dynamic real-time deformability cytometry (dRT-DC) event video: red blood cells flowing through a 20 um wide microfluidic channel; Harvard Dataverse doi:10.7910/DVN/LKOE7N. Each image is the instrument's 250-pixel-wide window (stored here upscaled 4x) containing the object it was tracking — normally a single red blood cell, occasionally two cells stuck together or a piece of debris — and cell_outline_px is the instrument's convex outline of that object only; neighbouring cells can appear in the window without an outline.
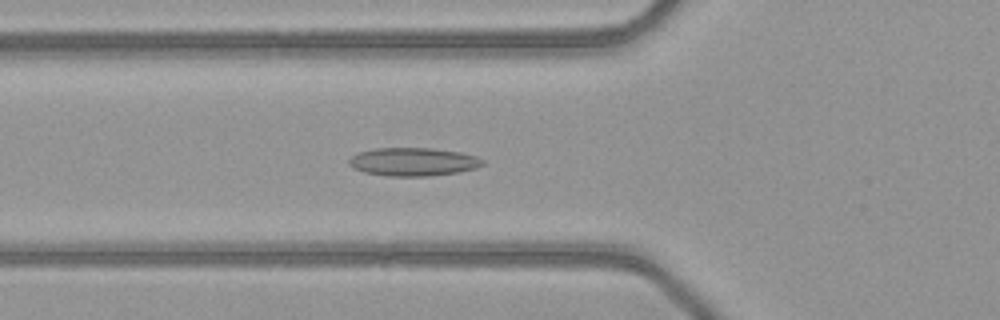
{"species": "common noctule bat (a hibernating species)", "species_latin": "Nyctalus noctula", "temperature_condition": "warm", "stored_images_in_passage": 50, "camera_frame_rate_fps": 3000, "um_per_image_px": 0.085, "animal": {"sex": "female", "body_mass_g": 21.9}, "frame": {"image": 1, "passage_image": 18, "time_ms": 5.667, "image_size_px": [1000, 320], "cell_outline_px": [[484, 164], [476, 168], [460, 172], [428, 176], [388, 176], [364, 172], [352, 168], [348, 164], [348, 160], [356, 152], [372, 148], [432, 148], [460, 152], [476, 156], [484, 160]], "centroid_in_image_um": [35.09, 13.75], "position_along_channel_um": 90.7, "area_um2": 22.25}}
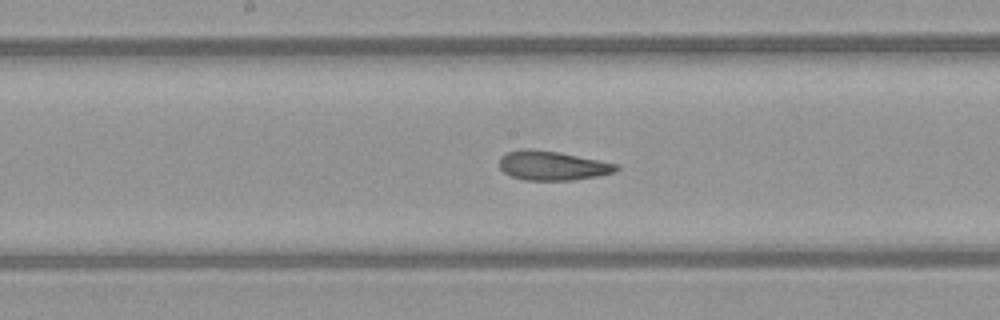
{"frame": {"image": 2, "passage_image": 26, "time_ms": 8.333, "image_size_px": [1000, 320], "cell_outline_px": [[620, 168], [612, 172], [596, 176], [572, 180], [524, 180], [512, 176], [504, 172], [500, 168], [500, 156], [508, 152], [524, 148], [532, 148], [556, 152], [616, 164]], "centroid_in_image_um": [46.88, 14.08], "position_along_channel_um": 201.3, "area_um2": 19.54}}
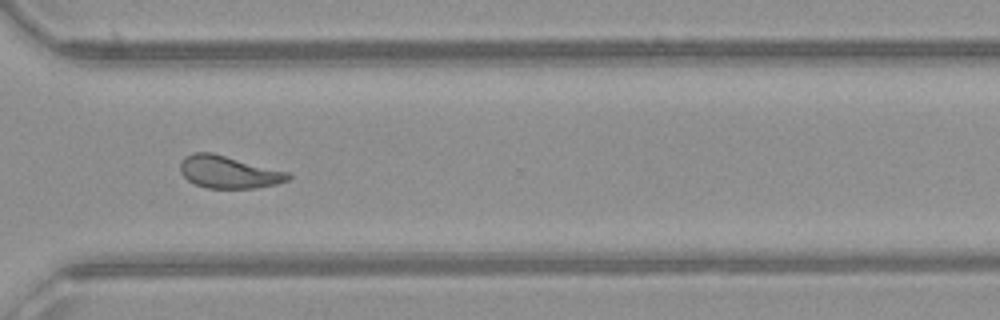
{"frame": {"image": 3, "passage_image": 37, "time_ms": 12.0, "image_size_px": [1000, 320], "cell_outline_px": [[292, 176], [288, 180], [276, 184], [256, 188], [208, 188], [196, 184], [188, 180], [180, 172], [180, 160], [184, 156], [192, 152], [212, 152], [288, 172]], "centroid_in_image_um": [19.41, 14.61], "position_along_channel_um": 351.2, "area_um2": 20.4}, "authors_computed_cell_mechanics": {"area_um2": 21.4149, "velocity_mm_per_s": 4.1055, "shape_relaxation_time_tau1_ms": null, "shape_relaxation_time_tau2_ms": 1.5932, "deformation_change_tau1": null, "deformation_change_tau2": 0.0889}}